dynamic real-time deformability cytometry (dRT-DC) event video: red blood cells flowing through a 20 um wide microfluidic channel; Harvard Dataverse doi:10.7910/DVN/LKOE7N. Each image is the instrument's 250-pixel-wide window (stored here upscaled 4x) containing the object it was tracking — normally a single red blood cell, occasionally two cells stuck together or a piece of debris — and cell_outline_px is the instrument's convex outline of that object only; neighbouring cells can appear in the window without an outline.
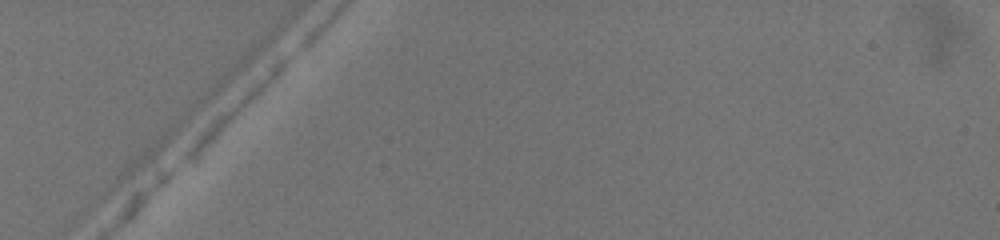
{"species": "common noctule bat (a hibernating species)", "species_latin": "Nyctalus noctula", "temperature_condition": "warm", "stored_images_in_passage": 3, "camera_frame_rate_fps": 3000, "um_per_image_px": 0.085, "animal": {"sex": "female", "body_mass_g": 19.5, "forearm_length_mm": 54.1}, "frame": {"image": 1, "passage_image": 2, "time_ms": 0.333, "image_size_px": [1000, 240], "cell_outline_px": [[292, 56], [228, 120], [188, 156], [180, 160], [180, 156], [196, 136], [220, 112], [280, 56], [292, 52]], "centroid_in_image_um": [20.01, 8.93], "position_along_channel_um": 65.0, "area_um2": 10.23}}